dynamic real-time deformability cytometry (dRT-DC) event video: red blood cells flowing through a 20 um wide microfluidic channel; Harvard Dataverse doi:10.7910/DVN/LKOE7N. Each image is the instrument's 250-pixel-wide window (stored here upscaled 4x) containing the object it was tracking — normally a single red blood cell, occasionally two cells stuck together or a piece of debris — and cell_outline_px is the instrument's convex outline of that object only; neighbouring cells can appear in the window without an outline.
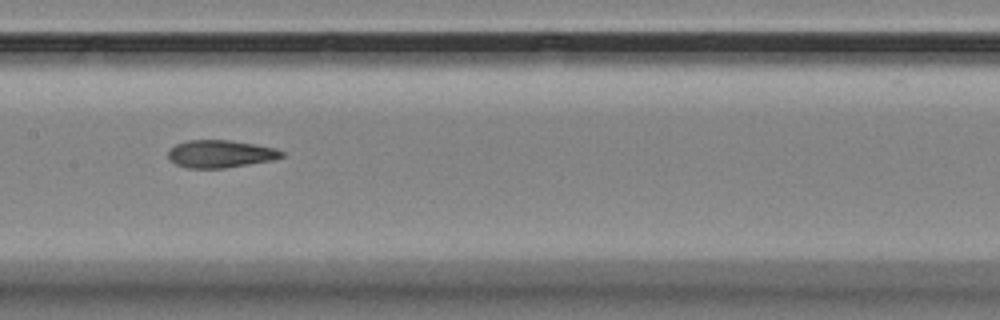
{"species": "Egyptian fruit bat (a non-hibernating species)", "species_latin": "Rousettus aegyptiacus", "temperature_condition": "room temperature", "stored_images_in_passage": 14, "camera_frame_rate_fps": 3000, "um_per_image_px": 0.085, "animal": {"sex": "female"}, "frame": {"image": 1, "passage_image": 7, "time_ms": 7.667, "image_size_px": [1000, 320], "cell_outline_px": [[284, 156], [272, 160], [224, 168], [188, 168], [176, 164], [168, 156], [168, 152], [176, 144], [188, 140], [232, 140], [256, 144], [276, 148], [284, 152]], "centroid_in_image_um": [18.76, 13.07], "position_along_channel_um": 188.6, "area_um2": 18.15}}
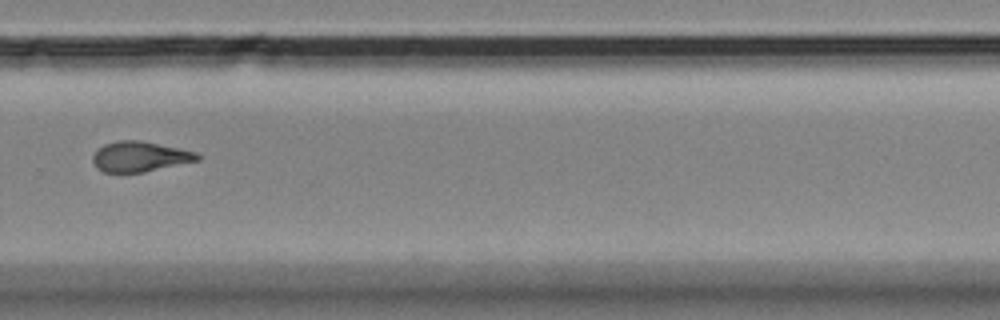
{"frame": {"image": 2, "passage_image": 10, "time_ms": 11.333, "image_size_px": [1000, 320], "cell_outline_px": [[200, 160], [144, 172], [104, 172], [96, 168], [92, 160], [92, 156], [104, 144], [120, 140], [140, 140], [180, 148], [196, 152], [200, 156]], "centroid_in_image_um": [11.9, 13.31], "position_along_channel_um": 317.9, "area_um2": 18.38}}
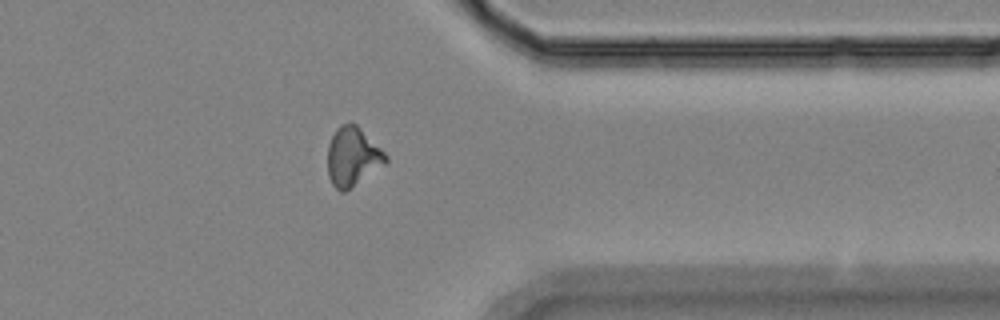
{"frame": {"image": 3, "passage_image": 12, "time_ms": 13.333, "image_size_px": [1000, 320], "cell_outline_px": [[388, 160], [384, 164], [344, 192], [340, 192], [332, 184], [328, 176], [328, 144], [336, 128], [348, 120], [356, 124], [388, 156]], "centroid_in_image_um": [29.94, 13.29], "position_along_channel_um": 381.5, "area_um2": 19.71}, "authors_computed_cell_mechanics": {"area_um2": 18.4382, "velocity_mm_per_s": 3.5493, "shape_relaxation_time_tau1_ms": 4.8113, "shape_relaxation_time_tau2_ms": 2.7834, "deformation_change_tau1": 0.1446, "deformation_change_tau2": 0.08}}